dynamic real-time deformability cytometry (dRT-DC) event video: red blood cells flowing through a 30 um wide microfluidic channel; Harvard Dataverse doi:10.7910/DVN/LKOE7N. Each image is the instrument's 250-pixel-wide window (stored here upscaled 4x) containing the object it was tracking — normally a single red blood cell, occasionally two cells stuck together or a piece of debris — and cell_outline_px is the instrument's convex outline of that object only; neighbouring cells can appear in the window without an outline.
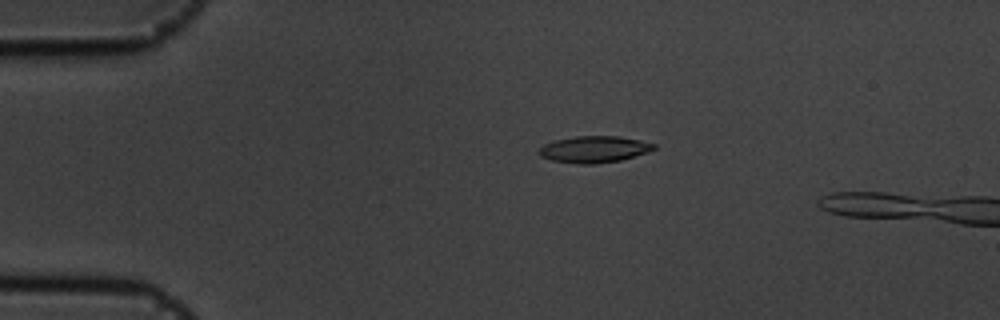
{"species": "common noctule bat (a hibernating species)", "species_latin": "Nyctalus noctula", "temperature_condition": "cold", "stored_images_in_passage": 43, "camera_frame_rate_fps": 3000, "um_per_image_px": 0.085, "animal": {"sex": "male", "body_mass_g": 19.5, "forearm_length_mm": 54.6}, "frame": {"image": 1, "passage_image": 3, "time_ms": 0.667, "image_size_px": [1000, 320], "cell_outline_px": [[656, 148], [648, 152], [620, 160], [592, 164], [580, 164], [552, 160], [540, 156], [540, 148], [544, 144], [556, 140], [576, 136], [620, 136], [640, 140], [656, 144]], "centroid_in_image_um": [50.53, 12.68], "position_along_channel_um": 34.5, "area_um2": 17.63}}
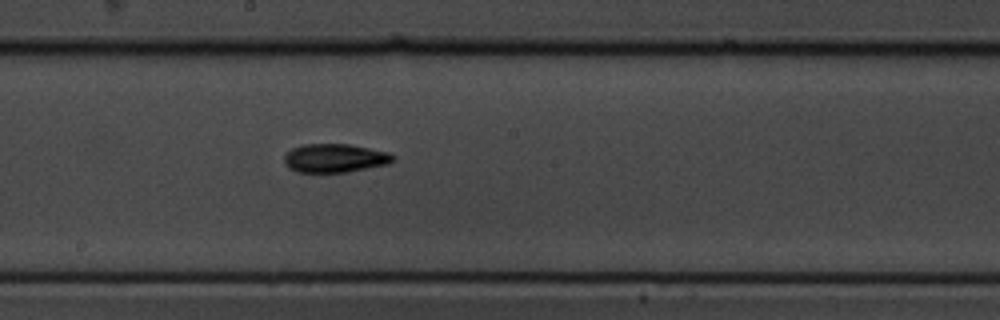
{"frame": {"image": 2, "passage_image": 22, "time_ms": 7.0, "image_size_px": [1000, 320], "cell_outline_px": [[396, 156], [388, 164], [348, 172], [296, 172], [288, 168], [284, 164], [284, 156], [292, 148], [300, 144], [348, 144], [388, 152]], "centroid_in_image_um": [28.42, 13.44], "position_along_channel_um": 219.8, "area_um2": 18.21}}
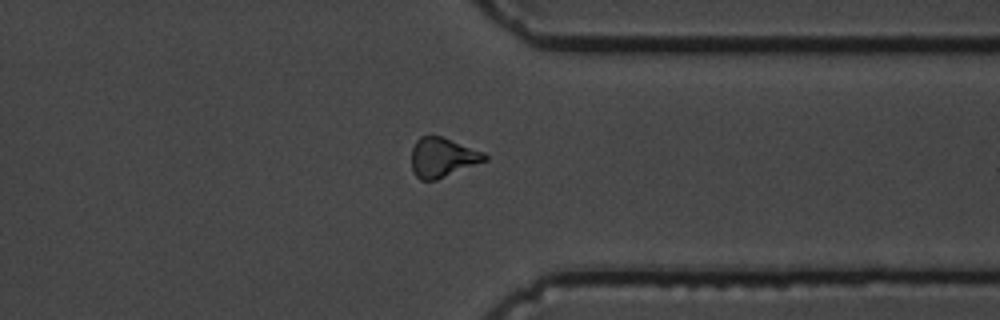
{"frame": {"image": 3, "passage_image": 35, "time_ms": 11.333, "image_size_px": [1000, 320], "cell_outline_px": [[488, 160], [436, 180], [420, 180], [412, 172], [412, 148], [416, 140], [420, 136], [440, 136], [484, 152], [488, 156]], "centroid_in_image_um": [37.61, 13.39], "position_along_channel_um": 373.8, "area_um2": 16.82}}